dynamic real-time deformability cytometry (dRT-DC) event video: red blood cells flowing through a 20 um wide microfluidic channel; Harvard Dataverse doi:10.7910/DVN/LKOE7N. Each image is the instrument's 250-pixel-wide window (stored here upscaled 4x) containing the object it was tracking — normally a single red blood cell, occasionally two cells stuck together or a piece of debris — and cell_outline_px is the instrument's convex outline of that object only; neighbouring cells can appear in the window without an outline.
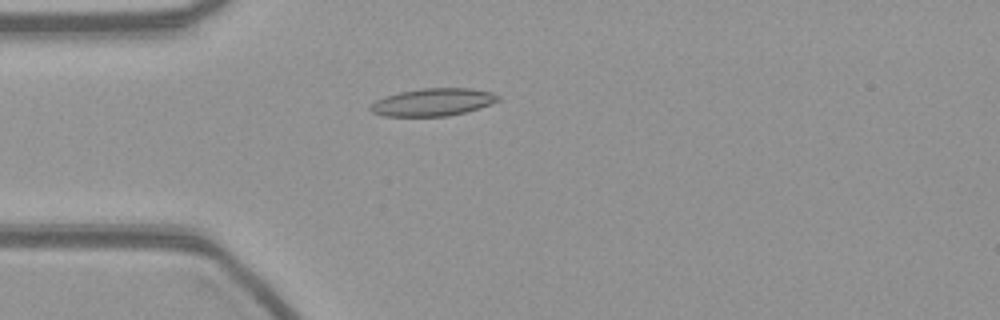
{"species": "common noctule bat (a hibernating species)", "species_latin": "Nyctalus noctula", "temperature_condition": "warm", "stored_images_in_passage": 56, "camera_frame_rate_fps": 3000, "um_per_image_px": 0.085, "animal": {"sex": "female", "body_mass_g": 21.9}, "frame": {"image": 1, "passage_image": 15, "time_ms": 4.667, "image_size_px": [1000, 320], "cell_outline_px": [[500, 100], [480, 108], [448, 116], [380, 116], [372, 112], [368, 108], [376, 100], [384, 96], [400, 92], [420, 88], [472, 88], [492, 92], [500, 96]], "centroid_in_image_um": [36.79, 8.68], "position_along_channel_um": 48.2, "area_um2": 20.63}}
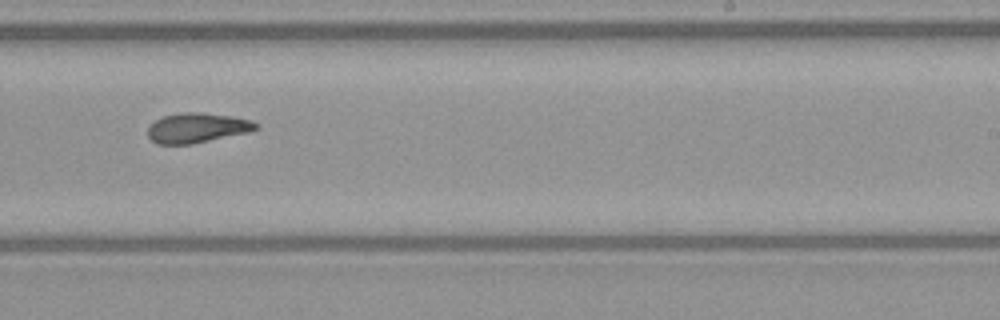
{"frame": {"image": 2, "passage_image": 34, "time_ms": 11.0, "image_size_px": [1000, 320], "cell_outline_px": [[260, 128], [248, 132], [192, 144], [156, 144], [148, 136], [148, 128], [156, 120], [164, 116], [180, 112], [200, 112], [232, 116], [252, 120], [260, 124]], "centroid_in_image_um": [16.79, 10.86], "position_along_channel_um": 272.2, "area_um2": 18.84}}
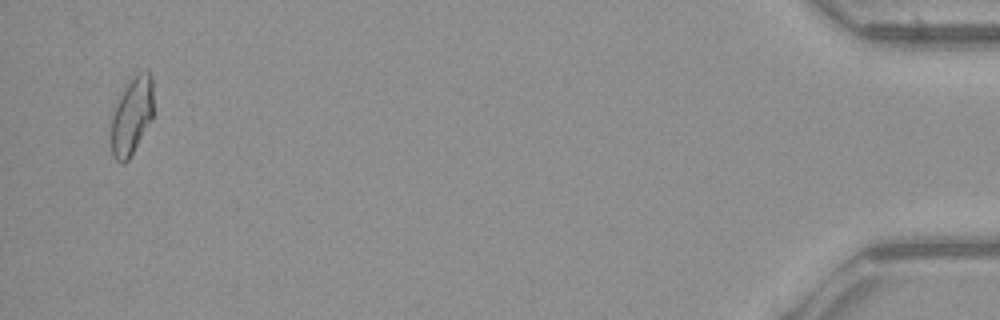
{"frame": {"image": 3, "passage_image": 54, "time_ms": 17.667, "image_size_px": [1000, 320], "cell_outline_px": [[152, 120], [128, 160], [124, 164], [120, 164], [112, 156], [112, 116], [116, 104], [120, 96], [128, 84], [140, 72], [148, 72], [152, 76]], "centroid_in_image_um": [11.2, 9.92], "position_along_channel_um": 424.0, "area_um2": 18.61}}